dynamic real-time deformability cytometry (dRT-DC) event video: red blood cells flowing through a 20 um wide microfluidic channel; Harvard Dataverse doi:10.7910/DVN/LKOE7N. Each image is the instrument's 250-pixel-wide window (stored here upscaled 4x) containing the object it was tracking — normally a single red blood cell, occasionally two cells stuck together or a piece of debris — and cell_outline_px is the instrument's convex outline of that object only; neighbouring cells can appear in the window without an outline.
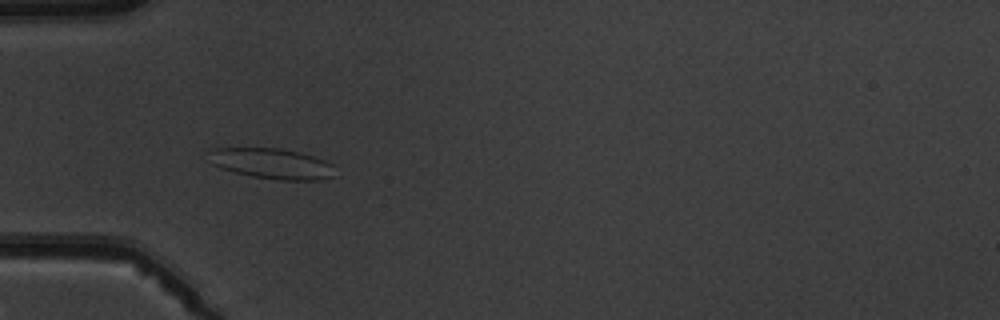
{"species": "common noctule bat (a hibernating species)", "species_latin": "Nyctalus noctula", "temperature_condition": "warm", "stored_images_in_passage": 4, "camera_frame_rate_fps": 3000, "um_per_image_px": 0.085, "animal": {"sex": "male", "body_mass_g": 19.5, "forearm_length_mm": 54.6}, "frame": {"image": 1, "passage_image": 4, "time_ms": 3.667, "image_size_px": [1000, 320], "cell_outline_px": [[336, 176], [320, 180], [280, 180], [252, 176], [232, 172], [220, 168], [212, 164], [204, 152], [212, 148], [280, 148], [300, 152], [324, 160], [332, 164]], "centroid_in_image_um": [23.05, 13.9], "position_along_channel_um": 61.9, "area_um2": 22.83}}